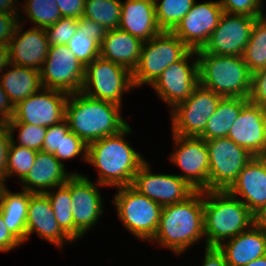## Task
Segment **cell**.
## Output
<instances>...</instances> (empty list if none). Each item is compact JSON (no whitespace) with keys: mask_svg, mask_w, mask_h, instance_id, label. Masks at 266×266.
<instances>
[{"mask_svg":"<svg viewBox=\"0 0 266 266\" xmlns=\"http://www.w3.org/2000/svg\"><path fill=\"white\" fill-rule=\"evenodd\" d=\"M223 10L220 1L193 4L191 10L171 31L189 49H201L217 27Z\"/></svg>","mask_w":266,"mask_h":266,"instance_id":"obj_18","label":"cell"},{"mask_svg":"<svg viewBox=\"0 0 266 266\" xmlns=\"http://www.w3.org/2000/svg\"><path fill=\"white\" fill-rule=\"evenodd\" d=\"M195 55L196 50L190 49L180 60L167 67L151 85L171 109L189 98L199 84L198 56L191 65L188 62Z\"/></svg>","mask_w":266,"mask_h":266,"instance_id":"obj_14","label":"cell"},{"mask_svg":"<svg viewBox=\"0 0 266 266\" xmlns=\"http://www.w3.org/2000/svg\"><path fill=\"white\" fill-rule=\"evenodd\" d=\"M196 0H155L156 20L162 31L171 32L191 10Z\"/></svg>","mask_w":266,"mask_h":266,"instance_id":"obj_33","label":"cell"},{"mask_svg":"<svg viewBox=\"0 0 266 266\" xmlns=\"http://www.w3.org/2000/svg\"><path fill=\"white\" fill-rule=\"evenodd\" d=\"M96 183L85 175L73 173L70 176V196L74 218V240L81 238L92 228L103 214L102 197Z\"/></svg>","mask_w":266,"mask_h":266,"instance_id":"obj_17","label":"cell"},{"mask_svg":"<svg viewBox=\"0 0 266 266\" xmlns=\"http://www.w3.org/2000/svg\"><path fill=\"white\" fill-rule=\"evenodd\" d=\"M114 204L125 228L141 240L151 241L157 231L162 206L131 185L117 187Z\"/></svg>","mask_w":266,"mask_h":266,"instance_id":"obj_7","label":"cell"},{"mask_svg":"<svg viewBox=\"0 0 266 266\" xmlns=\"http://www.w3.org/2000/svg\"><path fill=\"white\" fill-rule=\"evenodd\" d=\"M189 50L169 31H162L147 42H143L139 63L132 72L134 87L152 85L167 67L180 60Z\"/></svg>","mask_w":266,"mask_h":266,"instance_id":"obj_6","label":"cell"},{"mask_svg":"<svg viewBox=\"0 0 266 266\" xmlns=\"http://www.w3.org/2000/svg\"><path fill=\"white\" fill-rule=\"evenodd\" d=\"M65 171L63 165L53 154L38 151L34 164L26 177L21 181L22 189L31 193H46L48 189H54L67 182L72 175Z\"/></svg>","mask_w":266,"mask_h":266,"instance_id":"obj_24","label":"cell"},{"mask_svg":"<svg viewBox=\"0 0 266 266\" xmlns=\"http://www.w3.org/2000/svg\"><path fill=\"white\" fill-rule=\"evenodd\" d=\"M121 0H85L82 17L102 25L107 31L119 28Z\"/></svg>","mask_w":266,"mask_h":266,"instance_id":"obj_32","label":"cell"},{"mask_svg":"<svg viewBox=\"0 0 266 266\" xmlns=\"http://www.w3.org/2000/svg\"><path fill=\"white\" fill-rule=\"evenodd\" d=\"M143 41L120 30L107 31L100 44V57L128 68L131 72L137 67Z\"/></svg>","mask_w":266,"mask_h":266,"instance_id":"obj_26","label":"cell"},{"mask_svg":"<svg viewBox=\"0 0 266 266\" xmlns=\"http://www.w3.org/2000/svg\"><path fill=\"white\" fill-rule=\"evenodd\" d=\"M245 98L222 97L215 113L207 121L203 133L199 136L202 139L211 140L227 137L230 128L241 112L242 107L248 102Z\"/></svg>","mask_w":266,"mask_h":266,"instance_id":"obj_29","label":"cell"},{"mask_svg":"<svg viewBox=\"0 0 266 266\" xmlns=\"http://www.w3.org/2000/svg\"><path fill=\"white\" fill-rule=\"evenodd\" d=\"M119 29L147 42L162 30L156 20L155 0H126L121 2Z\"/></svg>","mask_w":266,"mask_h":266,"instance_id":"obj_23","label":"cell"},{"mask_svg":"<svg viewBox=\"0 0 266 266\" xmlns=\"http://www.w3.org/2000/svg\"><path fill=\"white\" fill-rule=\"evenodd\" d=\"M34 193L23 190L13 193L6 189L0 200V209L8 230L23 244L26 242V220L30 197Z\"/></svg>","mask_w":266,"mask_h":266,"instance_id":"obj_28","label":"cell"},{"mask_svg":"<svg viewBox=\"0 0 266 266\" xmlns=\"http://www.w3.org/2000/svg\"><path fill=\"white\" fill-rule=\"evenodd\" d=\"M11 136L14 131L19 129L18 141L19 146L27 147L35 151H42L44 138L46 136L47 127L35 126L21 122H7Z\"/></svg>","mask_w":266,"mask_h":266,"instance_id":"obj_36","label":"cell"},{"mask_svg":"<svg viewBox=\"0 0 266 266\" xmlns=\"http://www.w3.org/2000/svg\"><path fill=\"white\" fill-rule=\"evenodd\" d=\"M206 145L209 153V190H227L253 155L228 137L207 140Z\"/></svg>","mask_w":266,"mask_h":266,"instance_id":"obj_10","label":"cell"},{"mask_svg":"<svg viewBox=\"0 0 266 266\" xmlns=\"http://www.w3.org/2000/svg\"><path fill=\"white\" fill-rule=\"evenodd\" d=\"M219 1L224 13L247 15L255 18L264 16L262 10L263 0H219Z\"/></svg>","mask_w":266,"mask_h":266,"instance_id":"obj_39","label":"cell"},{"mask_svg":"<svg viewBox=\"0 0 266 266\" xmlns=\"http://www.w3.org/2000/svg\"><path fill=\"white\" fill-rule=\"evenodd\" d=\"M221 96L198 84L189 98L171 109L172 134L199 137L215 113Z\"/></svg>","mask_w":266,"mask_h":266,"instance_id":"obj_9","label":"cell"},{"mask_svg":"<svg viewBox=\"0 0 266 266\" xmlns=\"http://www.w3.org/2000/svg\"><path fill=\"white\" fill-rule=\"evenodd\" d=\"M69 131V124L66 119L47 127L42 151L53 154L60 161L61 133H68Z\"/></svg>","mask_w":266,"mask_h":266,"instance_id":"obj_41","label":"cell"},{"mask_svg":"<svg viewBox=\"0 0 266 266\" xmlns=\"http://www.w3.org/2000/svg\"><path fill=\"white\" fill-rule=\"evenodd\" d=\"M256 224L266 233V209L256 216Z\"/></svg>","mask_w":266,"mask_h":266,"instance_id":"obj_52","label":"cell"},{"mask_svg":"<svg viewBox=\"0 0 266 266\" xmlns=\"http://www.w3.org/2000/svg\"><path fill=\"white\" fill-rule=\"evenodd\" d=\"M15 106L0 83V122H8L13 118Z\"/></svg>","mask_w":266,"mask_h":266,"instance_id":"obj_49","label":"cell"},{"mask_svg":"<svg viewBox=\"0 0 266 266\" xmlns=\"http://www.w3.org/2000/svg\"><path fill=\"white\" fill-rule=\"evenodd\" d=\"M11 134L6 122H0V176L6 178L7 156Z\"/></svg>","mask_w":266,"mask_h":266,"instance_id":"obj_45","label":"cell"},{"mask_svg":"<svg viewBox=\"0 0 266 266\" xmlns=\"http://www.w3.org/2000/svg\"><path fill=\"white\" fill-rule=\"evenodd\" d=\"M5 183H6V178L3 176H0V200L2 198L4 191L7 189Z\"/></svg>","mask_w":266,"mask_h":266,"instance_id":"obj_54","label":"cell"},{"mask_svg":"<svg viewBox=\"0 0 266 266\" xmlns=\"http://www.w3.org/2000/svg\"><path fill=\"white\" fill-rule=\"evenodd\" d=\"M19 19L20 16L16 14H0V43L9 44L18 22H22V19Z\"/></svg>","mask_w":266,"mask_h":266,"instance_id":"obj_43","label":"cell"},{"mask_svg":"<svg viewBox=\"0 0 266 266\" xmlns=\"http://www.w3.org/2000/svg\"><path fill=\"white\" fill-rule=\"evenodd\" d=\"M172 135L177 148L170 158L184 172L178 176L196 191L209 190V153L206 140Z\"/></svg>","mask_w":266,"mask_h":266,"instance_id":"obj_12","label":"cell"},{"mask_svg":"<svg viewBox=\"0 0 266 266\" xmlns=\"http://www.w3.org/2000/svg\"><path fill=\"white\" fill-rule=\"evenodd\" d=\"M257 18L224 13L208 41L197 53L242 56Z\"/></svg>","mask_w":266,"mask_h":266,"instance_id":"obj_13","label":"cell"},{"mask_svg":"<svg viewBox=\"0 0 266 266\" xmlns=\"http://www.w3.org/2000/svg\"><path fill=\"white\" fill-rule=\"evenodd\" d=\"M148 161L135 174L131 186L161 206L185 201L196 190L174 174H152Z\"/></svg>","mask_w":266,"mask_h":266,"instance_id":"obj_16","label":"cell"},{"mask_svg":"<svg viewBox=\"0 0 266 266\" xmlns=\"http://www.w3.org/2000/svg\"><path fill=\"white\" fill-rule=\"evenodd\" d=\"M36 232L40 238L62 248L65 242L73 240L60 228L49 198L44 194L34 193L29 200L26 220V241Z\"/></svg>","mask_w":266,"mask_h":266,"instance_id":"obj_22","label":"cell"},{"mask_svg":"<svg viewBox=\"0 0 266 266\" xmlns=\"http://www.w3.org/2000/svg\"><path fill=\"white\" fill-rule=\"evenodd\" d=\"M62 17L79 19L83 15L85 0H56Z\"/></svg>","mask_w":266,"mask_h":266,"instance_id":"obj_46","label":"cell"},{"mask_svg":"<svg viewBox=\"0 0 266 266\" xmlns=\"http://www.w3.org/2000/svg\"><path fill=\"white\" fill-rule=\"evenodd\" d=\"M227 137L253 156H266V108L248 101Z\"/></svg>","mask_w":266,"mask_h":266,"instance_id":"obj_19","label":"cell"},{"mask_svg":"<svg viewBox=\"0 0 266 266\" xmlns=\"http://www.w3.org/2000/svg\"><path fill=\"white\" fill-rule=\"evenodd\" d=\"M22 26L17 24L9 42L10 63L40 71L49 49L45 30L31 27L23 32Z\"/></svg>","mask_w":266,"mask_h":266,"instance_id":"obj_21","label":"cell"},{"mask_svg":"<svg viewBox=\"0 0 266 266\" xmlns=\"http://www.w3.org/2000/svg\"><path fill=\"white\" fill-rule=\"evenodd\" d=\"M199 84L221 97L248 99L252 73L243 56L197 53Z\"/></svg>","mask_w":266,"mask_h":266,"instance_id":"obj_5","label":"cell"},{"mask_svg":"<svg viewBox=\"0 0 266 266\" xmlns=\"http://www.w3.org/2000/svg\"><path fill=\"white\" fill-rule=\"evenodd\" d=\"M249 101L266 108V68L252 73Z\"/></svg>","mask_w":266,"mask_h":266,"instance_id":"obj_42","label":"cell"},{"mask_svg":"<svg viewBox=\"0 0 266 266\" xmlns=\"http://www.w3.org/2000/svg\"><path fill=\"white\" fill-rule=\"evenodd\" d=\"M203 266H229L224 253L218 247H206Z\"/></svg>","mask_w":266,"mask_h":266,"instance_id":"obj_48","label":"cell"},{"mask_svg":"<svg viewBox=\"0 0 266 266\" xmlns=\"http://www.w3.org/2000/svg\"><path fill=\"white\" fill-rule=\"evenodd\" d=\"M22 243L8 230L0 209V252H8Z\"/></svg>","mask_w":266,"mask_h":266,"instance_id":"obj_47","label":"cell"},{"mask_svg":"<svg viewBox=\"0 0 266 266\" xmlns=\"http://www.w3.org/2000/svg\"><path fill=\"white\" fill-rule=\"evenodd\" d=\"M36 154L37 151L35 150L17 145L14 141V137L11 136L7 156L6 179L17 175L22 181L34 164Z\"/></svg>","mask_w":266,"mask_h":266,"instance_id":"obj_35","label":"cell"},{"mask_svg":"<svg viewBox=\"0 0 266 266\" xmlns=\"http://www.w3.org/2000/svg\"><path fill=\"white\" fill-rule=\"evenodd\" d=\"M266 15L256 19L243 53L251 73L266 68Z\"/></svg>","mask_w":266,"mask_h":266,"instance_id":"obj_30","label":"cell"},{"mask_svg":"<svg viewBox=\"0 0 266 266\" xmlns=\"http://www.w3.org/2000/svg\"><path fill=\"white\" fill-rule=\"evenodd\" d=\"M88 145L72 131L68 133H61L60 143V162L64 165L62 160L75 158L81 155L87 162Z\"/></svg>","mask_w":266,"mask_h":266,"instance_id":"obj_40","label":"cell"},{"mask_svg":"<svg viewBox=\"0 0 266 266\" xmlns=\"http://www.w3.org/2000/svg\"><path fill=\"white\" fill-rule=\"evenodd\" d=\"M245 266H266V255L261 258L255 259L254 261H251Z\"/></svg>","mask_w":266,"mask_h":266,"instance_id":"obj_53","label":"cell"},{"mask_svg":"<svg viewBox=\"0 0 266 266\" xmlns=\"http://www.w3.org/2000/svg\"><path fill=\"white\" fill-rule=\"evenodd\" d=\"M8 66H10L9 44L0 43V72L9 69Z\"/></svg>","mask_w":266,"mask_h":266,"instance_id":"obj_50","label":"cell"},{"mask_svg":"<svg viewBox=\"0 0 266 266\" xmlns=\"http://www.w3.org/2000/svg\"><path fill=\"white\" fill-rule=\"evenodd\" d=\"M12 67L1 72L0 83L14 106L43 88L40 71L10 63Z\"/></svg>","mask_w":266,"mask_h":266,"instance_id":"obj_27","label":"cell"},{"mask_svg":"<svg viewBox=\"0 0 266 266\" xmlns=\"http://www.w3.org/2000/svg\"><path fill=\"white\" fill-rule=\"evenodd\" d=\"M50 200L52 210L60 228L74 241V218L72 213V199L70 196V177L58 190H48L44 193Z\"/></svg>","mask_w":266,"mask_h":266,"instance_id":"obj_31","label":"cell"},{"mask_svg":"<svg viewBox=\"0 0 266 266\" xmlns=\"http://www.w3.org/2000/svg\"><path fill=\"white\" fill-rule=\"evenodd\" d=\"M121 108L115 103L95 99L79 91L69 94L65 105V119L70 131L88 145L119 133L128 125L120 116Z\"/></svg>","mask_w":266,"mask_h":266,"instance_id":"obj_3","label":"cell"},{"mask_svg":"<svg viewBox=\"0 0 266 266\" xmlns=\"http://www.w3.org/2000/svg\"><path fill=\"white\" fill-rule=\"evenodd\" d=\"M130 133L128 124L119 133L88 144L87 162L97 168L99 185L124 187L132 184L145 159L124 139Z\"/></svg>","mask_w":266,"mask_h":266,"instance_id":"obj_1","label":"cell"},{"mask_svg":"<svg viewBox=\"0 0 266 266\" xmlns=\"http://www.w3.org/2000/svg\"><path fill=\"white\" fill-rule=\"evenodd\" d=\"M227 191L255 216L266 209V156H253Z\"/></svg>","mask_w":266,"mask_h":266,"instance_id":"obj_20","label":"cell"},{"mask_svg":"<svg viewBox=\"0 0 266 266\" xmlns=\"http://www.w3.org/2000/svg\"><path fill=\"white\" fill-rule=\"evenodd\" d=\"M83 66L68 45L49 46L48 55L40 70L43 88L68 94L81 91L84 82Z\"/></svg>","mask_w":266,"mask_h":266,"instance_id":"obj_11","label":"cell"},{"mask_svg":"<svg viewBox=\"0 0 266 266\" xmlns=\"http://www.w3.org/2000/svg\"><path fill=\"white\" fill-rule=\"evenodd\" d=\"M229 266H245L266 255V233L254 223L218 247Z\"/></svg>","mask_w":266,"mask_h":266,"instance_id":"obj_25","label":"cell"},{"mask_svg":"<svg viewBox=\"0 0 266 266\" xmlns=\"http://www.w3.org/2000/svg\"><path fill=\"white\" fill-rule=\"evenodd\" d=\"M134 88L132 72L102 57L85 66L81 92L89 97L123 106L124 91Z\"/></svg>","mask_w":266,"mask_h":266,"instance_id":"obj_8","label":"cell"},{"mask_svg":"<svg viewBox=\"0 0 266 266\" xmlns=\"http://www.w3.org/2000/svg\"><path fill=\"white\" fill-rule=\"evenodd\" d=\"M21 8L31 22L36 24L34 28H48L62 18L56 0H26Z\"/></svg>","mask_w":266,"mask_h":266,"instance_id":"obj_34","label":"cell"},{"mask_svg":"<svg viewBox=\"0 0 266 266\" xmlns=\"http://www.w3.org/2000/svg\"><path fill=\"white\" fill-rule=\"evenodd\" d=\"M69 94L60 90L42 88L15 106L8 122H21L50 127L65 119V105Z\"/></svg>","mask_w":266,"mask_h":266,"instance_id":"obj_15","label":"cell"},{"mask_svg":"<svg viewBox=\"0 0 266 266\" xmlns=\"http://www.w3.org/2000/svg\"><path fill=\"white\" fill-rule=\"evenodd\" d=\"M67 45L83 66L90 64L100 56V44L89 38L85 32L77 30Z\"/></svg>","mask_w":266,"mask_h":266,"instance_id":"obj_37","label":"cell"},{"mask_svg":"<svg viewBox=\"0 0 266 266\" xmlns=\"http://www.w3.org/2000/svg\"><path fill=\"white\" fill-rule=\"evenodd\" d=\"M206 197V198H205ZM256 223V216L227 190L204 191L206 247H219Z\"/></svg>","mask_w":266,"mask_h":266,"instance_id":"obj_4","label":"cell"},{"mask_svg":"<svg viewBox=\"0 0 266 266\" xmlns=\"http://www.w3.org/2000/svg\"><path fill=\"white\" fill-rule=\"evenodd\" d=\"M204 237V191H195L185 201L162 206L153 242L180 255Z\"/></svg>","mask_w":266,"mask_h":266,"instance_id":"obj_2","label":"cell"},{"mask_svg":"<svg viewBox=\"0 0 266 266\" xmlns=\"http://www.w3.org/2000/svg\"><path fill=\"white\" fill-rule=\"evenodd\" d=\"M17 2V0H0V14L5 12L9 14L20 15V12L18 14L19 10L14 5L19 4Z\"/></svg>","mask_w":266,"mask_h":266,"instance_id":"obj_51","label":"cell"},{"mask_svg":"<svg viewBox=\"0 0 266 266\" xmlns=\"http://www.w3.org/2000/svg\"><path fill=\"white\" fill-rule=\"evenodd\" d=\"M44 30L49 46L67 45L78 30V19L62 17L57 23Z\"/></svg>","mask_w":266,"mask_h":266,"instance_id":"obj_38","label":"cell"},{"mask_svg":"<svg viewBox=\"0 0 266 266\" xmlns=\"http://www.w3.org/2000/svg\"><path fill=\"white\" fill-rule=\"evenodd\" d=\"M78 31L87 33L89 38L94 39L99 44L102 43L107 33V30L102 25L85 17L78 19Z\"/></svg>","mask_w":266,"mask_h":266,"instance_id":"obj_44","label":"cell"}]
</instances>
